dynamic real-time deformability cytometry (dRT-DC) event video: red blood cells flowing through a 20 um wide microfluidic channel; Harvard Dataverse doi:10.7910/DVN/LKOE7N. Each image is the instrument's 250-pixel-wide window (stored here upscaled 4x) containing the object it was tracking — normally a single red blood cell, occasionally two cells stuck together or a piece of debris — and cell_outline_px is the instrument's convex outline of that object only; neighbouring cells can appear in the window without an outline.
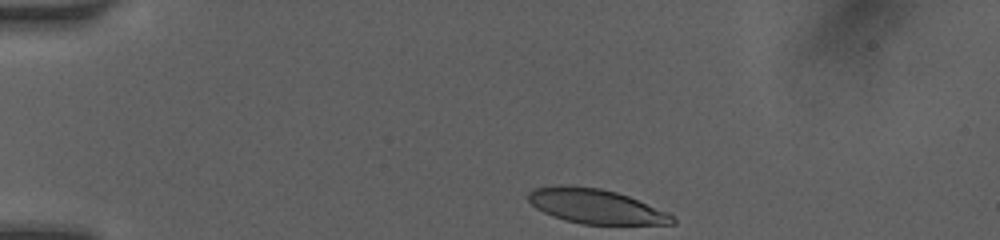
{"species": "human", "species_latin": "Homo sapiens", "temperature_condition": "room temperature", "stored_images_in_passage": 28, "camera_frame_rate_fps": 3000, "um_per_image_px": 0.085, "donor": {"sex": "female"}, "frame": {"image": 1, "passage_image": 1, "time_ms": 0.0, "image_size_px": [1000, 240], "cell_outline_px": [[676, 224], [584, 224], [564, 220], [552, 216], [536, 208], [528, 200], [528, 192], [532, 188], [560, 184], [564, 184], [600, 188], [616, 192], [628, 196], [668, 212], [676, 220]], "centroid_in_image_um": [50.6, 17.52], "position_along_channel_um": 34.4, "area_um2": 29.13}}
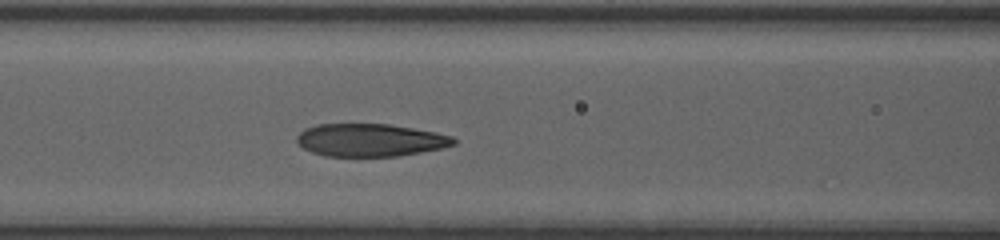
{"frame": {"image": 2, "passage_image": 18, "time_ms": 4.0, "image_size_px": [1000, 240], "cell_outline_px": [[456, 144], [440, 148], [400, 156], [324, 156], [312, 152], [304, 148], [296, 140], [296, 136], [304, 128], [316, 124], [388, 124], [436, 132], [452, 136], [456, 140]], "centroid_in_image_um": [31.45, 11.9], "position_along_channel_um": 135.2, "area_um2": 29.88}}
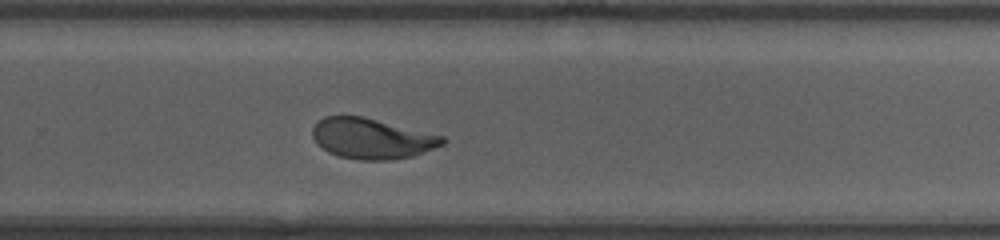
{"frame": {"image": 3, "passage_image": 28, "time_ms": 8.0, "image_size_px": [1000, 240], "cell_outline_px": [[448, 140], [444, 144], [412, 156], [392, 160], [360, 160], [340, 156], [328, 152], [316, 144], [312, 136], [312, 128], [324, 116], [364, 116], [444, 136]], "centroid_in_image_um": [31.61, 11.77], "position_along_channel_um": 298.2, "area_um2": 30.75}}